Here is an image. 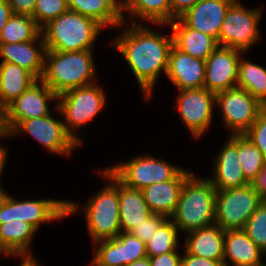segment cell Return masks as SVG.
<instances>
[{"instance_id": "1", "label": "cell", "mask_w": 266, "mask_h": 266, "mask_svg": "<svg viewBox=\"0 0 266 266\" xmlns=\"http://www.w3.org/2000/svg\"><path fill=\"white\" fill-rule=\"evenodd\" d=\"M130 26L112 43L127 61L145 98L149 99L161 70L167 72L173 36L160 35L143 24L131 23Z\"/></svg>"}, {"instance_id": "2", "label": "cell", "mask_w": 266, "mask_h": 266, "mask_svg": "<svg viewBox=\"0 0 266 266\" xmlns=\"http://www.w3.org/2000/svg\"><path fill=\"white\" fill-rule=\"evenodd\" d=\"M93 50H46L42 80L57 96L68 90L93 84ZM47 59V60H46Z\"/></svg>"}, {"instance_id": "3", "label": "cell", "mask_w": 266, "mask_h": 266, "mask_svg": "<svg viewBox=\"0 0 266 266\" xmlns=\"http://www.w3.org/2000/svg\"><path fill=\"white\" fill-rule=\"evenodd\" d=\"M217 190L212 182L192 173L182 186L179 201L170 220L179 231L190 232L215 223Z\"/></svg>"}, {"instance_id": "4", "label": "cell", "mask_w": 266, "mask_h": 266, "mask_svg": "<svg viewBox=\"0 0 266 266\" xmlns=\"http://www.w3.org/2000/svg\"><path fill=\"white\" fill-rule=\"evenodd\" d=\"M103 27L73 11L61 14L41 29L46 50L84 51L91 48Z\"/></svg>"}, {"instance_id": "5", "label": "cell", "mask_w": 266, "mask_h": 266, "mask_svg": "<svg viewBox=\"0 0 266 266\" xmlns=\"http://www.w3.org/2000/svg\"><path fill=\"white\" fill-rule=\"evenodd\" d=\"M103 175L111 183L95 194L83 210L93 242L117 237L121 232L119 218V180L106 168Z\"/></svg>"}, {"instance_id": "6", "label": "cell", "mask_w": 266, "mask_h": 266, "mask_svg": "<svg viewBox=\"0 0 266 266\" xmlns=\"http://www.w3.org/2000/svg\"><path fill=\"white\" fill-rule=\"evenodd\" d=\"M78 204L72 201L40 199L18 201L4 193L0 199V224L21 220L31 224L36 230L46 222L58 220L74 214Z\"/></svg>"}, {"instance_id": "7", "label": "cell", "mask_w": 266, "mask_h": 266, "mask_svg": "<svg viewBox=\"0 0 266 266\" xmlns=\"http://www.w3.org/2000/svg\"><path fill=\"white\" fill-rule=\"evenodd\" d=\"M264 201L252 183L216 192L215 223L223 230L244 229Z\"/></svg>"}, {"instance_id": "8", "label": "cell", "mask_w": 266, "mask_h": 266, "mask_svg": "<svg viewBox=\"0 0 266 266\" xmlns=\"http://www.w3.org/2000/svg\"><path fill=\"white\" fill-rule=\"evenodd\" d=\"M57 110L63 115L67 124L66 131L81 145L79 137L72 129L82 127L93 119L104 107L105 94L98 85L74 88L58 96Z\"/></svg>"}, {"instance_id": "9", "label": "cell", "mask_w": 266, "mask_h": 266, "mask_svg": "<svg viewBox=\"0 0 266 266\" xmlns=\"http://www.w3.org/2000/svg\"><path fill=\"white\" fill-rule=\"evenodd\" d=\"M261 15V10L245 9L240 1H235L225 14L218 46L247 52L260 39L258 23Z\"/></svg>"}, {"instance_id": "10", "label": "cell", "mask_w": 266, "mask_h": 266, "mask_svg": "<svg viewBox=\"0 0 266 266\" xmlns=\"http://www.w3.org/2000/svg\"><path fill=\"white\" fill-rule=\"evenodd\" d=\"M107 169L125 186L142 190L151 184L172 180L183 168L141 155Z\"/></svg>"}, {"instance_id": "11", "label": "cell", "mask_w": 266, "mask_h": 266, "mask_svg": "<svg viewBox=\"0 0 266 266\" xmlns=\"http://www.w3.org/2000/svg\"><path fill=\"white\" fill-rule=\"evenodd\" d=\"M232 135H243L265 107L247 90L233 88L216 93V104Z\"/></svg>"}, {"instance_id": "12", "label": "cell", "mask_w": 266, "mask_h": 266, "mask_svg": "<svg viewBox=\"0 0 266 266\" xmlns=\"http://www.w3.org/2000/svg\"><path fill=\"white\" fill-rule=\"evenodd\" d=\"M52 100L58 96L37 80L0 113V126L9 133L22 120L50 115L48 101Z\"/></svg>"}, {"instance_id": "13", "label": "cell", "mask_w": 266, "mask_h": 266, "mask_svg": "<svg viewBox=\"0 0 266 266\" xmlns=\"http://www.w3.org/2000/svg\"><path fill=\"white\" fill-rule=\"evenodd\" d=\"M65 123L52 115L20 121L10 132V136L28 133L44 147L56 154L70 156L72 150L80 144L66 131Z\"/></svg>"}, {"instance_id": "14", "label": "cell", "mask_w": 266, "mask_h": 266, "mask_svg": "<svg viewBox=\"0 0 266 266\" xmlns=\"http://www.w3.org/2000/svg\"><path fill=\"white\" fill-rule=\"evenodd\" d=\"M216 94L205 87L179 90L177 110L181 121L195 138L202 136L212 121Z\"/></svg>"}, {"instance_id": "15", "label": "cell", "mask_w": 266, "mask_h": 266, "mask_svg": "<svg viewBox=\"0 0 266 266\" xmlns=\"http://www.w3.org/2000/svg\"><path fill=\"white\" fill-rule=\"evenodd\" d=\"M244 53L237 49L218 46L205 60L204 87L218 93L237 87L239 62Z\"/></svg>"}, {"instance_id": "16", "label": "cell", "mask_w": 266, "mask_h": 266, "mask_svg": "<svg viewBox=\"0 0 266 266\" xmlns=\"http://www.w3.org/2000/svg\"><path fill=\"white\" fill-rule=\"evenodd\" d=\"M99 243L93 262L98 266H126L147 257L145 243L130 232H120L117 237Z\"/></svg>"}, {"instance_id": "17", "label": "cell", "mask_w": 266, "mask_h": 266, "mask_svg": "<svg viewBox=\"0 0 266 266\" xmlns=\"http://www.w3.org/2000/svg\"><path fill=\"white\" fill-rule=\"evenodd\" d=\"M235 0H200L179 19L192 29L213 37L217 43L225 14Z\"/></svg>"}, {"instance_id": "18", "label": "cell", "mask_w": 266, "mask_h": 266, "mask_svg": "<svg viewBox=\"0 0 266 266\" xmlns=\"http://www.w3.org/2000/svg\"><path fill=\"white\" fill-rule=\"evenodd\" d=\"M213 178H208L217 191L242 187L249 182L243 175L239 161V135H231L215 158Z\"/></svg>"}, {"instance_id": "19", "label": "cell", "mask_w": 266, "mask_h": 266, "mask_svg": "<svg viewBox=\"0 0 266 266\" xmlns=\"http://www.w3.org/2000/svg\"><path fill=\"white\" fill-rule=\"evenodd\" d=\"M166 75L179 90L202 88L205 80V61L186 54L173 45Z\"/></svg>"}, {"instance_id": "20", "label": "cell", "mask_w": 266, "mask_h": 266, "mask_svg": "<svg viewBox=\"0 0 266 266\" xmlns=\"http://www.w3.org/2000/svg\"><path fill=\"white\" fill-rule=\"evenodd\" d=\"M191 174L182 169L172 180L143 188L141 191L150 212L170 218L179 201L182 186Z\"/></svg>"}, {"instance_id": "21", "label": "cell", "mask_w": 266, "mask_h": 266, "mask_svg": "<svg viewBox=\"0 0 266 266\" xmlns=\"http://www.w3.org/2000/svg\"><path fill=\"white\" fill-rule=\"evenodd\" d=\"M39 39L40 45H38L37 49L34 43ZM45 52L46 48L42 33L35 40L29 42L0 43L2 62L15 63L21 68L28 70L37 80H40L43 75Z\"/></svg>"}, {"instance_id": "22", "label": "cell", "mask_w": 266, "mask_h": 266, "mask_svg": "<svg viewBox=\"0 0 266 266\" xmlns=\"http://www.w3.org/2000/svg\"><path fill=\"white\" fill-rule=\"evenodd\" d=\"M264 254L243 229L226 230L224 235L223 266H262ZM230 259L229 263L227 259Z\"/></svg>"}, {"instance_id": "23", "label": "cell", "mask_w": 266, "mask_h": 266, "mask_svg": "<svg viewBox=\"0 0 266 266\" xmlns=\"http://www.w3.org/2000/svg\"><path fill=\"white\" fill-rule=\"evenodd\" d=\"M187 233L184 244L187 253L218 260L223 264L225 230L214 223Z\"/></svg>"}, {"instance_id": "24", "label": "cell", "mask_w": 266, "mask_h": 266, "mask_svg": "<svg viewBox=\"0 0 266 266\" xmlns=\"http://www.w3.org/2000/svg\"><path fill=\"white\" fill-rule=\"evenodd\" d=\"M168 25L172 26L173 45L180 51L195 58L206 60L218 47L217 41L198 30L187 27L179 18Z\"/></svg>"}, {"instance_id": "25", "label": "cell", "mask_w": 266, "mask_h": 266, "mask_svg": "<svg viewBox=\"0 0 266 266\" xmlns=\"http://www.w3.org/2000/svg\"><path fill=\"white\" fill-rule=\"evenodd\" d=\"M37 79L15 63L0 64V113Z\"/></svg>"}, {"instance_id": "26", "label": "cell", "mask_w": 266, "mask_h": 266, "mask_svg": "<svg viewBox=\"0 0 266 266\" xmlns=\"http://www.w3.org/2000/svg\"><path fill=\"white\" fill-rule=\"evenodd\" d=\"M69 10L97 21L102 27L125 24L121 2L117 0H67Z\"/></svg>"}, {"instance_id": "27", "label": "cell", "mask_w": 266, "mask_h": 266, "mask_svg": "<svg viewBox=\"0 0 266 266\" xmlns=\"http://www.w3.org/2000/svg\"><path fill=\"white\" fill-rule=\"evenodd\" d=\"M152 213L142 191L125 186L119 181V218L122 232H130Z\"/></svg>"}, {"instance_id": "28", "label": "cell", "mask_w": 266, "mask_h": 266, "mask_svg": "<svg viewBox=\"0 0 266 266\" xmlns=\"http://www.w3.org/2000/svg\"><path fill=\"white\" fill-rule=\"evenodd\" d=\"M36 229L21 220L0 224V253L8 256H31L30 241Z\"/></svg>"}, {"instance_id": "29", "label": "cell", "mask_w": 266, "mask_h": 266, "mask_svg": "<svg viewBox=\"0 0 266 266\" xmlns=\"http://www.w3.org/2000/svg\"><path fill=\"white\" fill-rule=\"evenodd\" d=\"M122 13L131 14V23L136 24L137 17L158 25L172 22L170 0H124L121 1ZM135 16V17H134ZM137 16V17H136ZM134 17V19H133Z\"/></svg>"}, {"instance_id": "30", "label": "cell", "mask_w": 266, "mask_h": 266, "mask_svg": "<svg viewBox=\"0 0 266 266\" xmlns=\"http://www.w3.org/2000/svg\"><path fill=\"white\" fill-rule=\"evenodd\" d=\"M237 87L247 90L266 107V69L240 59Z\"/></svg>"}, {"instance_id": "31", "label": "cell", "mask_w": 266, "mask_h": 266, "mask_svg": "<svg viewBox=\"0 0 266 266\" xmlns=\"http://www.w3.org/2000/svg\"><path fill=\"white\" fill-rule=\"evenodd\" d=\"M41 34V28L27 15H15L9 18L2 29L0 43H22L35 40Z\"/></svg>"}, {"instance_id": "32", "label": "cell", "mask_w": 266, "mask_h": 266, "mask_svg": "<svg viewBox=\"0 0 266 266\" xmlns=\"http://www.w3.org/2000/svg\"><path fill=\"white\" fill-rule=\"evenodd\" d=\"M178 228L168 218L145 243L147 257L174 252L178 248Z\"/></svg>"}, {"instance_id": "33", "label": "cell", "mask_w": 266, "mask_h": 266, "mask_svg": "<svg viewBox=\"0 0 266 266\" xmlns=\"http://www.w3.org/2000/svg\"><path fill=\"white\" fill-rule=\"evenodd\" d=\"M239 161L249 183L257 178L266 163L262 152L244 134L239 135Z\"/></svg>"}, {"instance_id": "34", "label": "cell", "mask_w": 266, "mask_h": 266, "mask_svg": "<svg viewBox=\"0 0 266 266\" xmlns=\"http://www.w3.org/2000/svg\"><path fill=\"white\" fill-rule=\"evenodd\" d=\"M243 230L257 247L266 253V200L250 216Z\"/></svg>"}, {"instance_id": "35", "label": "cell", "mask_w": 266, "mask_h": 266, "mask_svg": "<svg viewBox=\"0 0 266 266\" xmlns=\"http://www.w3.org/2000/svg\"><path fill=\"white\" fill-rule=\"evenodd\" d=\"M69 11L67 0H37L33 19L42 29L51 20Z\"/></svg>"}, {"instance_id": "36", "label": "cell", "mask_w": 266, "mask_h": 266, "mask_svg": "<svg viewBox=\"0 0 266 266\" xmlns=\"http://www.w3.org/2000/svg\"><path fill=\"white\" fill-rule=\"evenodd\" d=\"M244 135L262 152L266 160V107Z\"/></svg>"}, {"instance_id": "37", "label": "cell", "mask_w": 266, "mask_h": 266, "mask_svg": "<svg viewBox=\"0 0 266 266\" xmlns=\"http://www.w3.org/2000/svg\"><path fill=\"white\" fill-rule=\"evenodd\" d=\"M167 219L168 218L163 215L151 214L147 219L143 220L142 223L134 226L130 233L146 243Z\"/></svg>"}, {"instance_id": "38", "label": "cell", "mask_w": 266, "mask_h": 266, "mask_svg": "<svg viewBox=\"0 0 266 266\" xmlns=\"http://www.w3.org/2000/svg\"><path fill=\"white\" fill-rule=\"evenodd\" d=\"M15 15H27L33 17L37 0H7Z\"/></svg>"}, {"instance_id": "39", "label": "cell", "mask_w": 266, "mask_h": 266, "mask_svg": "<svg viewBox=\"0 0 266 266\" xmlns=\"http://www.w3.org/2000/svg\"><path fill=\"white\" fill-rule=\"evenodd\" d=\"M182 256L177 251L149 257L151 266H181Z\"/></svg>"}, {"instance_id": "40", "label": "cell", "mask_w": 266, "mask_h": 266, "mask_svg": "<svg viewBox=\"0 0 266 266\" xmlns=\"http://www.w3.org/2000/svg\"><path fill=\"white\" fill-rule=\"evenodd\" d=\"M181 266H223V264L218 260L195 256L185 251L182 255Z\"/></svg>"}, {"instance_id": "41", "label": "cell", "mask_w": 266, "mask_h": 266, "mask_svg": "<svg viewBox=\"0 0 266 266\" xmlns=\"http://www.w3.org/2000/svg\"><path fill=\"white\" fill-rule=\"evenodd\" d=\"M200 0H170L172 22L195 6Z\"/></svg>"}, {"instance_id": "42", "label": "cell", "mask_w": 266, "mask_h": 266, "mask_svg": "<svg viewBox=\"0 0 266 266\" xmlns=\"http://www.w3.org/2000/svg\"><path fill=\"white\" fill-rule=\"evenodd\" d=\"M254 189L266 200V163L257 178L252 182Z\"/></svg>"}, {"instance_id": "43", "label": "cell", "mask_w": 266, "mask_h": 266, "mask_svg": "<svg viewBox=\"0 0 266 266\" xmlns=\"http://www.w3.org/2000/svg\"><path fill=\"white\" fill-rule=\"evenodd\" d=\"M11 6L7 0H0V35L3 27L12 16Z\"/></svg>"}, {"instance_id": "44", "label": "cell", "mask_w": 266, "mask_h": 266, "mask_svg": "<svg viewBox=\"0 0 266 266\" xmlns=\"http://www.w3.org/2000/svg\"><path fill=\"white\" fill-rule=\"evenodd\" d=\"M0 136H4L7 138L10 137V134L0 126ZM6 156H7V149H5L4 147L0 146V176L3 173V169L5 167V161H6Z\"/></svg>"}, {"instance_id": "45", "label": "cell", "mask_w": 266, "mask_h": 266, "mask_svg": "<svg viewBox=\"0 0 266 266\" xmlns=\"http://www.w3.org/2000/svg\"><path fill=\"white\" fill-rule=\"evenodd\" d=\"M22 263L19 266H39L36 259L31 256H22Z\"/></svg>"}, {"instance_id": "46", "label": "cell", "mask_w": 266, "mask_h": 266, "mask_svg": "<svg viewBox=\"0 0 266 266\" xmlns=\"http://www.w3.org/2000/svg\"><path fill=\"white\" fill-rule=\"evenodd\" d=\"M126 266H151L150 261H149V257H145L143 259L140 260H136Z\"/></svg>"}, {"instance_id": "47", "label": "cell", "mask_w": 266, "mask_h": 266, "mask_svg": "<svg viewBox=\"0 0 266 266\" xmlns=\"http://www.w3.org/2000/svg\"><path fill=\"white\" fill-rule=\"evenodd\" d=\"M4 193H5V191H3V189H0V199L2 198Z\"/></svg>"}, {"instance_id": "48", "label": "cell", "mask_w": 266, "mask_h": 266, "mask_svg": "<svg viewBox=\"0 0 266 266\" xmlns=\"http://www.w3.org/2000/svg\"><path fill=\"white\" fill-rule=\"evenodd\" d=\"M91 266H98V265L92 261V265Z\"/></svg>"}]
</instances>
